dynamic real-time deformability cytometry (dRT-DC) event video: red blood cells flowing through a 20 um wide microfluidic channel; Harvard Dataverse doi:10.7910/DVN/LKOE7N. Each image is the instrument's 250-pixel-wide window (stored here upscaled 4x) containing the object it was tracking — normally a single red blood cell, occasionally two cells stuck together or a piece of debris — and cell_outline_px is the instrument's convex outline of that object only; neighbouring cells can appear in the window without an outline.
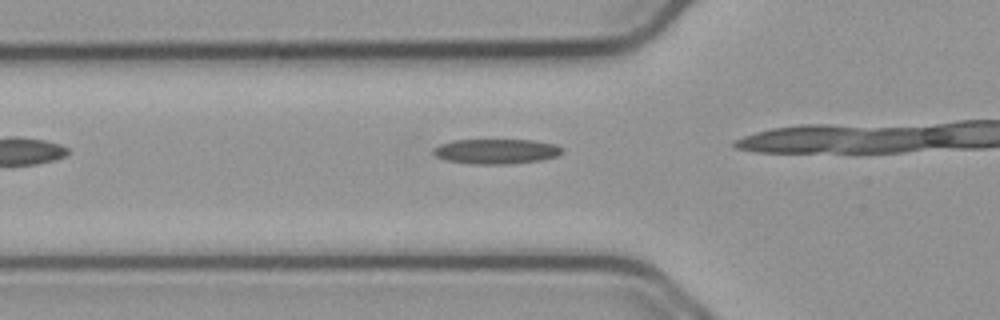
{"species": "common noctule bat (a hibernating species)", "species_latin": "Nyctalus noctula", "temperature_condition": "cold", "stored_images_in_passage": 6, "camera_frame_rate_fps": 3000, "um_per_image_px": 0.085, "animal": {"sex": "male", "body_mass_g": 23.1, "forearm_length_mm": 52.7}, "frame": {"image": 1, "passage_image": 2, "time_ms": 0.333, "image_size_px": [1000, 320], "cell_outline_px": [[560, 152], [556, 156], [540, 160], [508, 164], [472, 164], [444, 160], [436, 156], [432, 152], [432, 148], [440, 144], [452, 140], [532, 140], [556, 144], [560, 148]], "centroid_in_image_um": [42.1, 12.86], "position_along_channel_um": 83.7, "area_um2": 18.67}}